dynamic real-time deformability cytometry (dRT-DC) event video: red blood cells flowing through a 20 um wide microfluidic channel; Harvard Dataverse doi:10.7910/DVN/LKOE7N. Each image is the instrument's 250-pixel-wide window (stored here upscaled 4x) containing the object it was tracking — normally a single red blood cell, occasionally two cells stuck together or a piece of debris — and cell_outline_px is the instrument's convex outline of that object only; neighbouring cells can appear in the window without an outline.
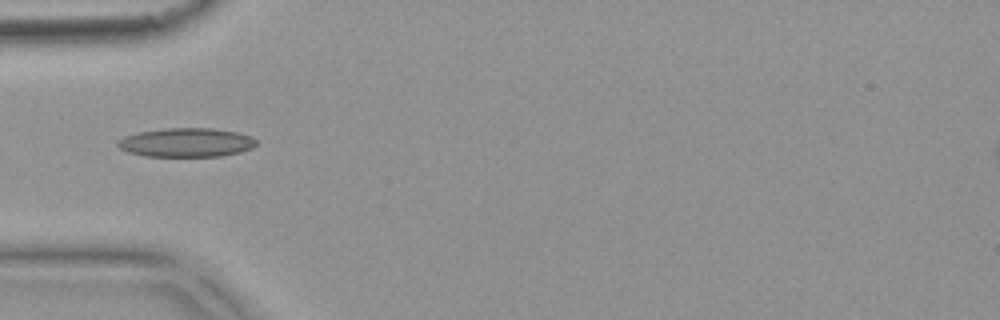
{"species": "common noctule bat (a hibernating species)", "species_latin": "Nyctalus noctula", "temperature_condition": "warm", "stored_images_in_passage": 4, "camera_frame_rate_fps": 3000, "um_per_image_px": 0.085, "animal": {"sex": "female", "body_mass_g": 18.4}, "frame": {"image": 1, "passage_image": 3, "time_ms": 0.667, "image_size_px": [1000, 320], "cell_outline_px": [[256, 144], [252, 148], [240, 152], [220, 156], [144, 156], [128, 152], [120, 148], [116, 144], [116, 140], [124, 136], [140, 132], [164, 128], [212, 128], [236, 132], [252, 136], [256, 140]], "centroid_in_image_um": [15.82, 12.11], "position_along_channel_um": 69.2, "area_um2": 23.41}}